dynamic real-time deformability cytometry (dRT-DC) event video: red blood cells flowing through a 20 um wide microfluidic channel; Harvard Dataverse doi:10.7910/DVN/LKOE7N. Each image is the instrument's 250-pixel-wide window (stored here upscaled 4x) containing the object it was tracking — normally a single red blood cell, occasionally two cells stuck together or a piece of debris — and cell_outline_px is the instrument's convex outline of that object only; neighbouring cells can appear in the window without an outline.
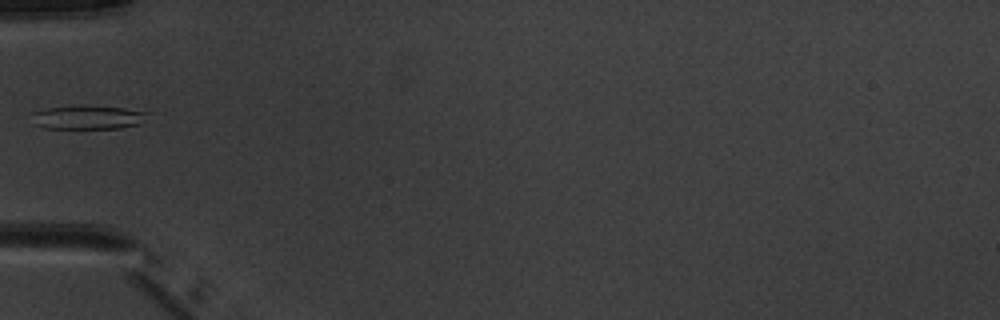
{"species": "common noctule bat (a hibernating species)", "species_latin": "Nyctalus noctula", "temperature_condition": "warm", "stored_images_in_passage": 5, "camera_frame_rate_fps": 3000, "um_per_image_px": 0.085, "animal": {"sex": "male", "body_mass_g": 20.1, "forearm_length_mm": 53.5}, "frame": {"image": 1, "passage_image": 5, "time_ms": 5.333, "image_size_px": [1000, 320], "cell_outline_px": [[156, 112], [140, 124], [120, 128], [44, 128], [32, 124], [32, 112], [44, 108], [72, 104], [80, 104], [124, 108]], "centroid_in_image_um": [7.51, 9.94], "position_along_channel_um": 77.5, "area_um2": 16.94}}